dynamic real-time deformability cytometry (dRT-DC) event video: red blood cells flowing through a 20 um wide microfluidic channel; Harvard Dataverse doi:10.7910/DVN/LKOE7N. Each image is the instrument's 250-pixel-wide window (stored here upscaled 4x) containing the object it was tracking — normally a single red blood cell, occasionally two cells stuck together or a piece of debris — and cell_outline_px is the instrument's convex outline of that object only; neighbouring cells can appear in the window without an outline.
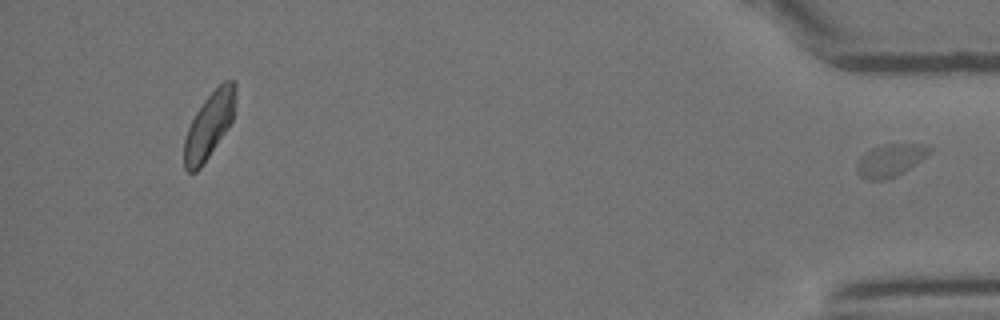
{"species": "Egyptian fruit bat (a non-hibernating species)", "species_latin": "Rousettus aegyptiacus", "temperature_condition": "room temperature", "stored_images_in_passage": 31, "segment_of_instrument_passage": [2, 2], "camera_frame_rate_fps": 3000, "um_per_image_px": 0.085, "animal": {"sex": "female"}, "frame": {"image": 1, "passage_image": 31, "time_ms": 10.0, "image_size_px": [1000, 320], "cell_outline_px": [[932, 148], [920, 160], [904, 172], [896, 176], [884, 180], [868, 180], [860, 176], [856, 172], [856, 164], [860, 156], [872, 148], [888, 144], [924, 144]], "centroid_in_image_um": [75.62, 13.64], "position_along_channel_um": 359.6, "area_um2": 13.58}}